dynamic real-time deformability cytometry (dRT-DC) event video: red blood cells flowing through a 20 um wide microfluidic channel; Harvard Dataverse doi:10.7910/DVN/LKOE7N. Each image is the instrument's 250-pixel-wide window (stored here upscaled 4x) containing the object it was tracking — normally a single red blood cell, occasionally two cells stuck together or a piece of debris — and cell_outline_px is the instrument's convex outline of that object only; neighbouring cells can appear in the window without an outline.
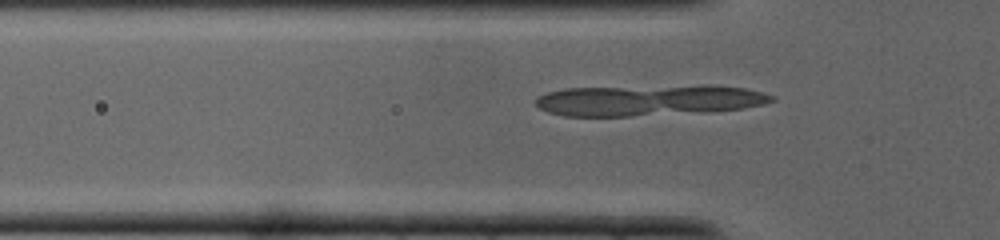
{"species": "common noctule bat (a hibernating species)", "species_latin": "Nyctalus noctula", "temperature_condition": "cold", "stored_images_in_passage": 28, "camera_frame_rate_fps": 3000, "um_per_image_px": 0.085, "animal": {"sex": "male", "body_mass_g": 19.0, "forearm_length_mm": 50.8}, "frame": {"image": 1, "passage_image": 6, "time_ms": 1.667, "image_size_px": [1000, 240], "cell_outline_px": [[764, 100], [732, 108], [684, 108], [668, 104], [660, 92], [680, 88], [732, 88], [752, 92], [764, 96]], "centroid_in_image_um": [60.37, 8.31], "position_along_channel_um": 65.4, "area_um2": 12.2}}
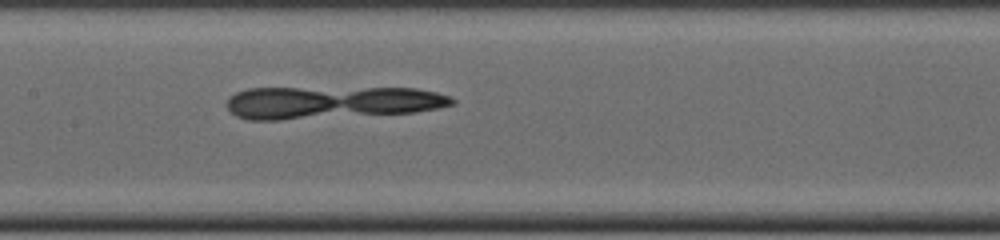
{"frame": {"image": 2, "passage_image": 12, "time_ms": 3.667, "image_size_px": [1000, 240], "cell_outline_px": [[452, 100], [448, 104], [428, 108], [404, 112], [372, 112], [356, 108], [348, 104], [344, 100], [360, 92], [380, 88], [400, 88], [428, 92], [444, 96]], "centroid_in_image_um": [33.64, 8.52], "position_along_channel_um": 173.8, "area_um2": 13.47}}
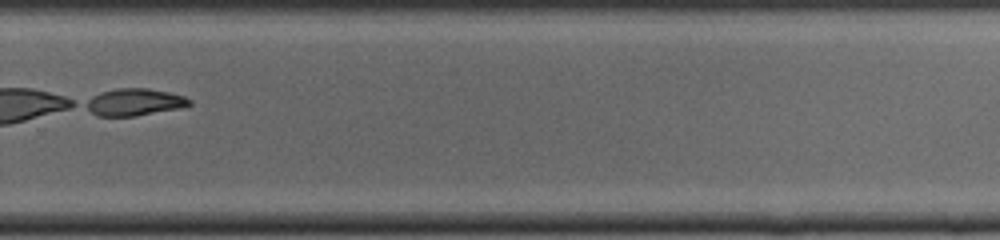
{"frame": {"image": 3, "passage_image": 20, "time_ms": 6.333, "image_size_px": [1000, 240], "cell_outline_px": [[188, 104], [128, 116], [104, 116], [96, 112], [92, 100], [108, 92], [160, 92], [176, 96], [188, 100]], "centroid_in_image_um": [11.46, 8.75], "position_along_channel_um": 318.3, "area_um2": 12.43}}